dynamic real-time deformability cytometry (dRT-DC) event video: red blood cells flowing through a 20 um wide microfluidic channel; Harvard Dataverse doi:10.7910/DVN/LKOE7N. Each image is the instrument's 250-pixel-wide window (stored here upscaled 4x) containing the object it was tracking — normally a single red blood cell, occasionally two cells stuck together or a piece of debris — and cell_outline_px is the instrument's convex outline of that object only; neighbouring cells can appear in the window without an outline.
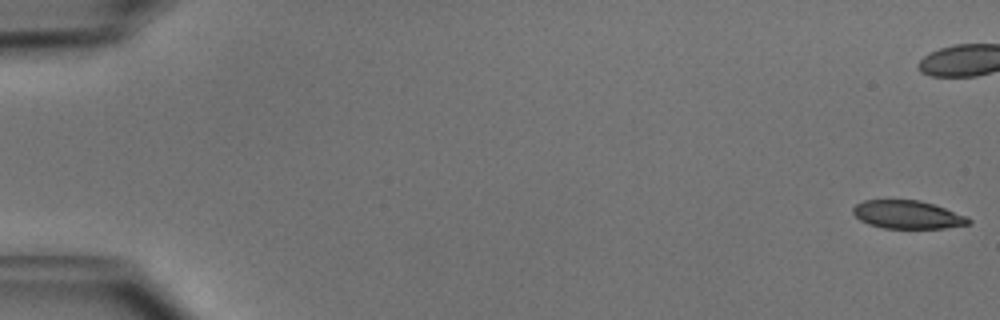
{"species": "common noctule bat (a hibernating species)", "species_latin": "Nyctalus noctula", "temperature_condition": "cold", "stored_images_in_passage": 52, "camera_frame_rate_fps": 3000, "um_per_image_px": 0.085, "animal": {"sex": "male", "body_mass_g": 15.6}, "frame": {"image": 1, "passage_image": 1, "time_ms": 0.0, "image_size_px": [1000, 320], "cell_outline_px": [[972, 220], [968, 224], [944, 228], [884, 228], [868, 224], [860, 220], [852, 212], [852, 208], [856, 204], [864, 200], [920, 200], [968, 216]], "centroid_in_image_um": [77.13, 18.24], "position_along_channel_um": 7.9, "area_um2": 18.9}}
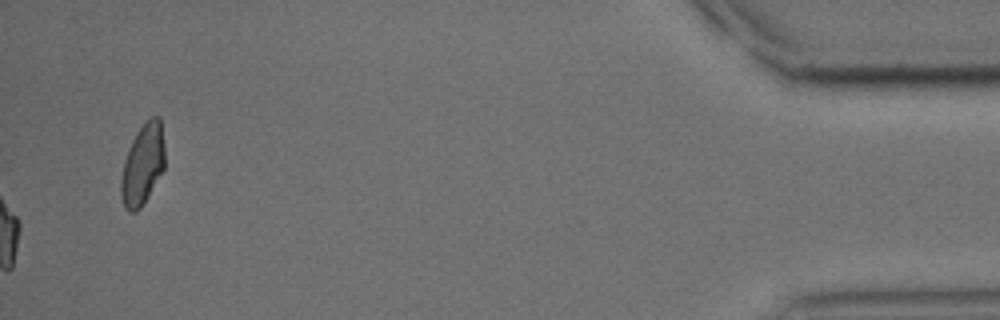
{"frame": {"image": 2, "passage_image": 52, "time_ms": 17.0, "image_size_px": [1000, 320], "cell_outline_px": [[164, 168], [140, 208], [136, 212], [128, 212], [124, 208], [120, 196], [120, 180], [124, 160], [128, 148], [136, 132], [152, 116], [160, 116], [164, 144]], "centroid_in_image_um": [12.1, 13.99], "position_along_channel_um": 423.1, "area_um2": 20.58}, "authors_computed_cell_mechanics": {"area_um2": 20.9525, "velocity_mm_per_s": 3.9926, "shape_relaxation_time_tau1_ms": 6.086, "shape_relaxation_time_tau2_ms": null, "deformation_change_tau1": 0.1504, "deformation_change_tau2": null}}